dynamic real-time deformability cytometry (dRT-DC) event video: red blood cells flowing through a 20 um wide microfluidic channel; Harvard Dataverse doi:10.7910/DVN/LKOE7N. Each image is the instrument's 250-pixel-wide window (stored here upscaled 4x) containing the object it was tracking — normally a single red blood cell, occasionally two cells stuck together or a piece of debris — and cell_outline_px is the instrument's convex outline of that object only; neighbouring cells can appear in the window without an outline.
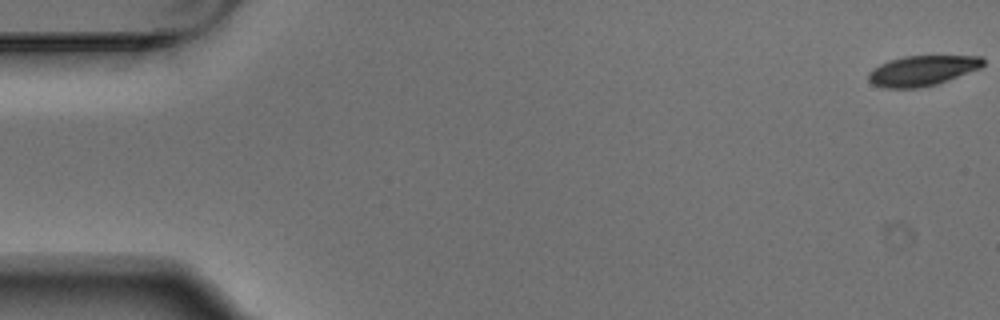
{"species": "Egyptian fruit bat (a non-hibernating species)", "species_latin": "Rousettus aegyptiacus", "temperature_condition": "warm", "stored_images_in_passage": 5, "camera_frame_rate_fps": 3000, "um_per_image_px": 0.085, "animal": {"sex": "male"}, "frame": {"image": 1, "passage_image": 1, "time_ms": 0.0, "image_size_px": [1000, 320], "cell_outline_px": [[984, 64], [980, 68], [948, 80], [936, 84], [920, 88], [884, 88], [872, 84], [868, 80], [868, 72], [872, 68], [888, 60], [904, 56], [980, 56], [984, 60]], "centroid_in_image_um": [78.35, 6.01], "position_along_channel_um": 6.7, "area_um2": 20.23}}
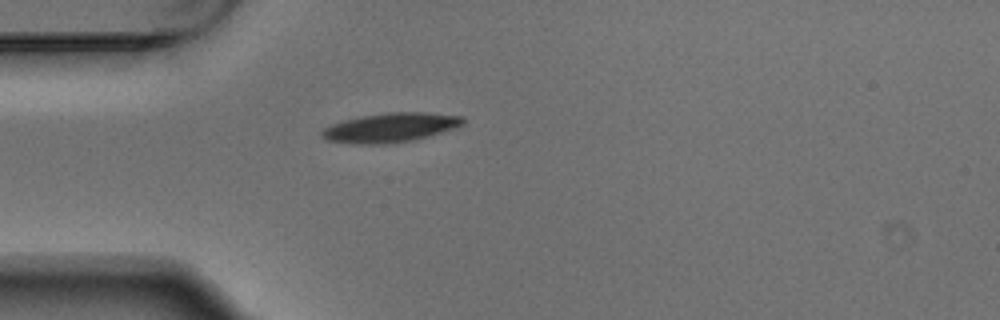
{"frame": {"image": 2, "passage_image": 5, "time_ms": 1.333, "image_size_px": [1000, 320], "cell_outline_px": [[464, 124], [428, 136], [412, 140], [388, 144], [352, 144], [328, 140], [320, 136], [320, 132], [324, 128], [332, 124], [344, 120], [360, 116], [388, 112], [424, 112], [464, 116]], "centroid_in_image_um": [33.15, 10.84], "position_along_channel_um": 51.8, "area_um2": 24.04}}